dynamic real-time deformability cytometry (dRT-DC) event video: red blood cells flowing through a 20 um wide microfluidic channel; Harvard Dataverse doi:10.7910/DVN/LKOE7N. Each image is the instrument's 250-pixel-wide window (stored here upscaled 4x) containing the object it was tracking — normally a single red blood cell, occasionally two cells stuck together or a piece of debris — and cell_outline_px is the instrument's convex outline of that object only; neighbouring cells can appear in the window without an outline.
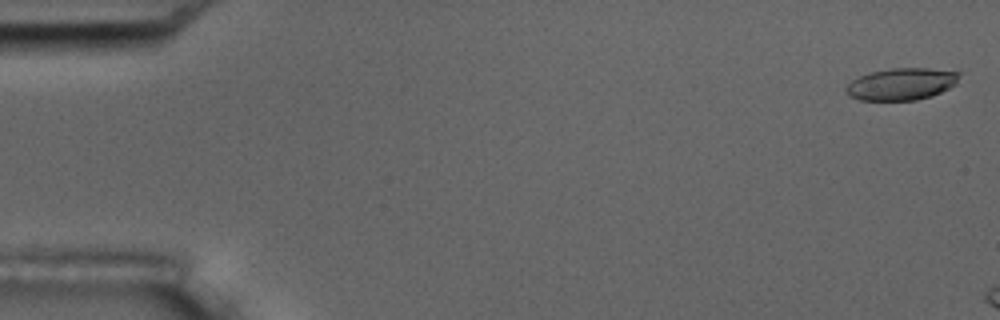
{"species": "common noctule bat (a hibernating species)", "species_latin": "Nyctalus noctula", "temperature_condition": "room temperature", "stored_images_in_passage": 3, "camera_frame_rate_fps": 3000, "um_per_image_px": 0.085, "animal": {"sex": "male", "body_mass_g": 17.5, "forearm_length_mm": 52.3}, "frame": {"image": 1, "passage_image": 1, "time_ms": 0.0, "image_size_px": [1000, 320], "cell_outline_px": [[960, 76], [956, 84], [932, 96], [916, 100], [860, 100], [848, 96], [844, 88], [852, 80], [860, 76], [872, 72], [892, 68], [928, 68], [960, 72]], "centroid_in_image_um": [76.62, 7.14], "position_along_channel_um": 8.4, "area_um2": 21.1}}